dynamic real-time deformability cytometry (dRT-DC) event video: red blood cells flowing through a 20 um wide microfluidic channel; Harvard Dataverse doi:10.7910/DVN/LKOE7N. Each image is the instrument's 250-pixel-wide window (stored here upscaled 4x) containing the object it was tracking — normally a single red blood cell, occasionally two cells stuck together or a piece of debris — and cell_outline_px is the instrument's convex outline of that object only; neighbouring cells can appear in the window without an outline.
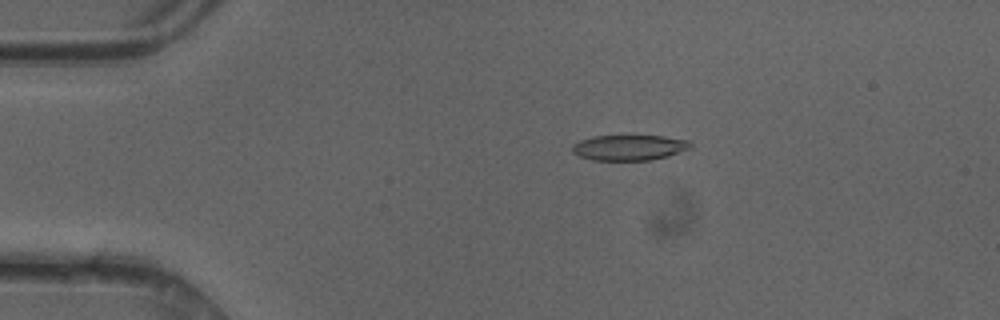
{"species": "common noctule bat (a hibernating species)", "species_latin": "Nyctalus noctula", "temperature_condition": "cold", "stored_images_in_passage": 49, "camera_frame_rate_fps": 3000, "um_per_image_px": 0.085, "animal": {"sex": "female"}, "frame": {"image": 1, "passage_image": 10, "time_ms": 3.0, "image_size_px": [1000, 320], "cell_outline_px": [[692, 148], [668, 156], [652, 160], [592, 160], [580, 156], [572, 152], [572, 144], [580, 140], [592, 136], [664, 136], [688, 140], [692, 144]], "centroid_in_image_um": [53.49, 12.54], "position_along_channel_um": 31.5, "area_um2": 17.63}}
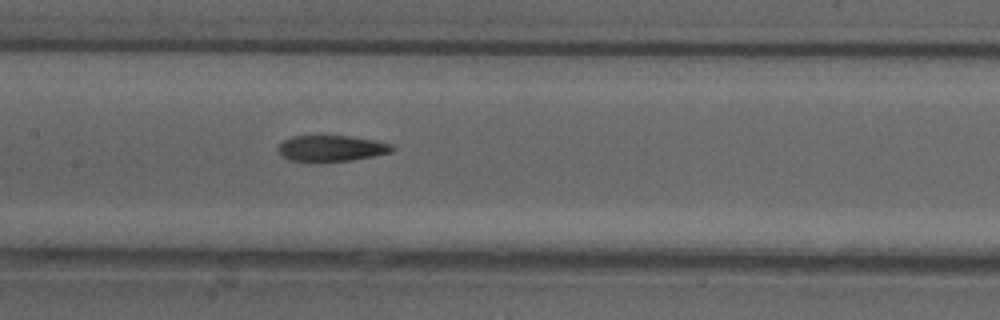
{"frame": {"image": 2, "passage_image": 24, "time_ms": 7.667, "image_size_px": [1000, 320], "cell_outline_px": [[396, 148], [392, 152], [352, 160], [316, 164], [308, 164], [288, 160], [280, 156], [276, 148], [284, 140], [292, 136], [352, 136], [376, 140], [392, 144]], "centroid_in_image_um": [28.11, 12.65], "position_along_channel_um": 179.3, "area_um2": 18.15}}
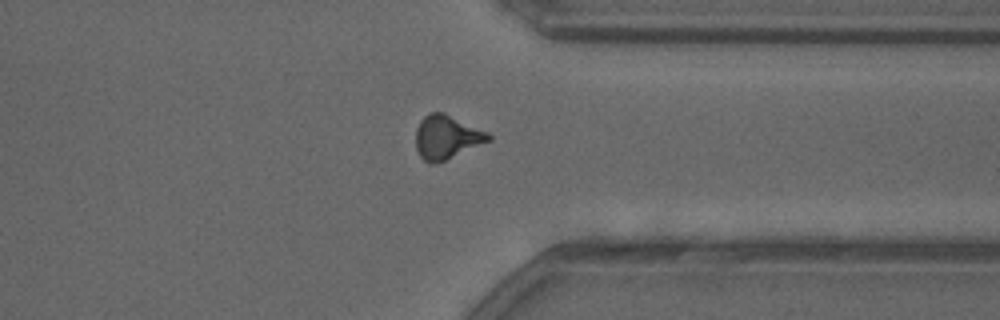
{"frame": {"image": 3, "passage_image": 38, "time_ms": 12.333, "image_size_px": [1000, 320], "cell_outline_px": [[492, 140], [436, 164], [428, 164], [420, 156], [416, 148], [416, 128], [420, 120], [428, 112], [444, 112], [488, 132], [492, 136]], "centroid_in_image_um": [37.96, 11.66], "position_along_channel_um": 373.4, "area_um2": 18.73}, "authors_computed_cell_mechanics": {"area_um2": 18.1492, "velocity_mm_per_s": 4.2261, "shape_relaxation_time_tau1_ms": null, "shape_relaxation_time_tau2_ms": 4.2899, "deformation_change_tau1": null, "deformation_change_tau2": 0.1384}}